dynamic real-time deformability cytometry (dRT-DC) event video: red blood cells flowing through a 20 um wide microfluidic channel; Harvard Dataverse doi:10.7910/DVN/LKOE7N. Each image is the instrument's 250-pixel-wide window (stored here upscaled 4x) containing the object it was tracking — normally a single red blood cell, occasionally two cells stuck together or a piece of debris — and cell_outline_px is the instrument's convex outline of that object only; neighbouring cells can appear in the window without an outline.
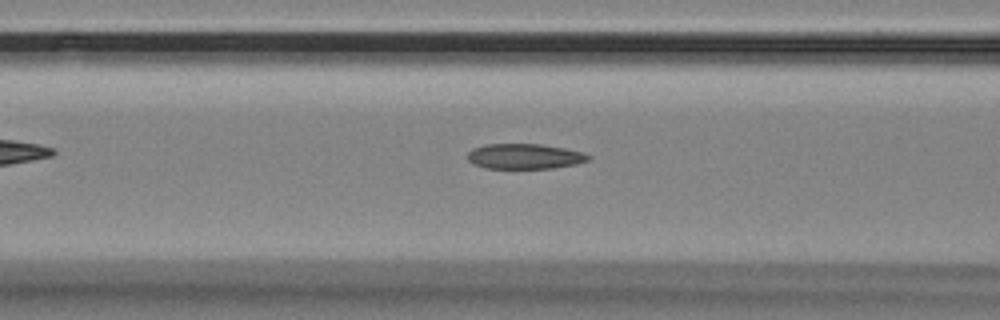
{"species": "Egyptian fruit bat (a non-hibernating species)", "species_latin": "Rousettus aegyptiacus", "temperature_condition": "room temperature", "stored_images_in_passage": 49, "camera_frame_rate_fps": 3000, "um_per_image_px": 0.085, "animal": {"sex": "female"}, "frame": {"image": 1, "passage_image": 15, "time_ms": 4.667, "image_size_px": [1000, 320], "cell_outline_px": [[592, 156], [588, 160], [576, 164], [552, 168], [484, 168], [472, 164], [468, 160], [468, 152], [472, 148], [484, 144], [540, 144], [564, 148], [584, 152]], "centroid_in_image_um": [44.57, 13.28], "position_along_channel_um": 122.0, "area_um2": 17.86}}
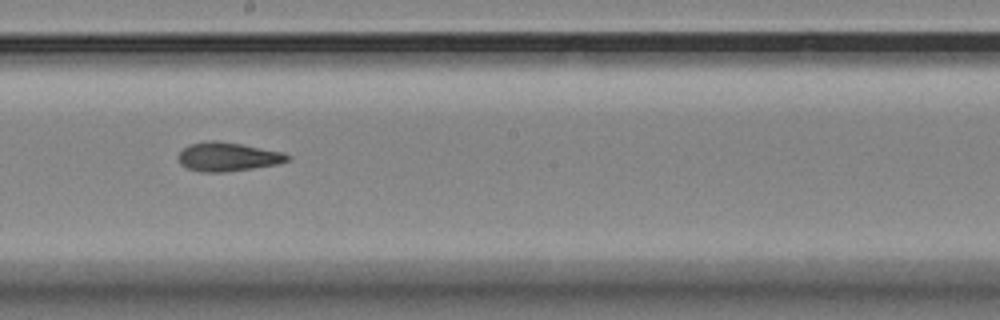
{"frame": {"image": 2, "passage_image": 24, "time_ms": 7.667, "image_size_px": [1000, 320], "cell_outline_px": [[292, 156], [288, 160], [276, 164], [252, 168], [224, 172], [200, 172], [188, 168], [180, 164], [176, 156], [188, 144], [204, 140], [216, 140], [240, 144], [280, 152]], "centroid_in_image_um": [19.28, 13.32], "position_along_channel_um": 228.9, "area_um2": 18.26}}
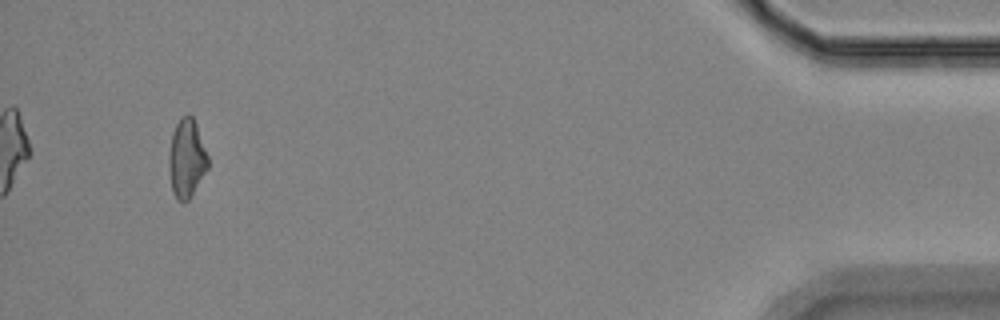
{"frame": {"image": 3, "passage_image": 46, "time_ms": 15.0, "image_size_px": [1000, 320], "cell_outline_px": [[208, 168], [188, 200], [176, 200], [172, 192], [168, 164], [168, 156], [172, 132], [180, 116], [188, 112], [192, 116], [196, 124], [208, 156]], "centroid_in_image_um": [15.84, 13.42], "position_along_channel_um": 419.4, "area_um2": 17.92}, "authors_computed_cell_mechanics": {"area_um2": 18.0914, "velocity_mm_per_s": 3.5576, "shape_relaxation_time_tau1_ms": null, "shape_relaxation_time_tau2_ms": 4.2503, "deformation_change_tau1": null, "deformation_change_tau2": 0.1277}}